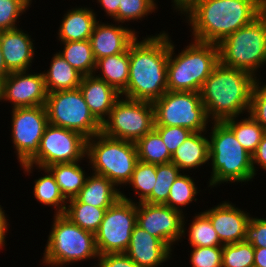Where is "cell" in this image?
<instances>
[{
    "label": "cell",
    "instance_id": "816d5d0a",
    "mask_svg": "<svg viewBox=\"0 0 266 267\" xmlns=\"http://www.w3.org/2000/svg\"><path fill=\"white\" fill-rule=\"evenodd\" d=\"M3 79L0 78V102H2Z\"/></svg>",
    "mask_w": 266,
    "mask_h": 267
},
{
    "label": "cell",
    "instance_id": "e0dca14e",
    "mask_svg": "<svg viewBox=\"0 0 266 267\" xmlns=\"http://www.w3.org/2000/svg\"><path fill=\"white\" fill-rule=\"evenodd\" d=\"M203 213L210 219L223 245L244 241L251 218L247 211L239 209L232 202L223 201Z\"/></svg>",
    "mask_w": 266,
    "mask_h": 267
},
{
    "label": "cell",
    "instance_id": "7402d4cb",
    "mask_svg": "<svg viewBox=\"0 0 266 267\" xmlns=\"http://www.w3.org/2000/svg\"><path fill=\"white\" fill-rule=\"evenodd\" d=\"M96 15L90 7L77 6L69 9L60 21L58 40L60 42L89 40L98 22Z\"/></svg>",
    "mask_w": 266,
    "mask_h": 267
},
{
    "label": "cell",
    "instance_id": "7a4b0ae2",
    "mask_svg": "<svg viewBox=\"0 0 266 267\" xmlns=\"http://www.w3.org/2000/svg\"><path fill=\"white\" fill-rule=\"evenodd\" d=\"M265 9L266 0H198L183 16L193 40L217 45Z\"/></svg>",
    "mask_w": 266,
    "mask_h": 267
},
{
    "label": "cell",
    "instance_id": "7bdbcfd3",
    "mask_svg": "<svg viewBox=\"0 0 266 267\" xmlns=\"http://www.w3.org/2000/svg\"><path fill=\"white\" fill-rule=\"evenodd\" d=\"M245 242L254 248H266V218L252 217L246 227Z\"/></svg>",
    "mask_w": 266,
    "mask_h": 267
},
{
    "label": "cell",
    "instance_id": "f35d334b",
    "mask_svg": "<svg viewBox=\"0 0 266 267\" xmlns=\"http://www.w3.org/2000/svg\"><path fill=\"white\" fill-rule=\"evenodd\" d=\"M30 5L25 0H0V31L16 29L19 17Z\"/></svg>",
    "mask_w": 266,
    "mask_h": 267
},
{
    "label": "cell",
    "instance_id": "5bb4252c",
    "mask_svg": "<svg viewBox=\"0 0 266 267\" xmlns=\"http://www.w3.org/2000/svg\"><path fill=\"white\" fill-rule=\"evenodd\" d=\"M11 138L19 164L27 163L38 151L48 123L45 105L12 109Z\"/></svg>",
    "mask_w": 266,
    "mask_h": 267
},
{
    "label": "cell",
    "instance_id": "f1b7e54d",
    "mask_svg": "<svg viewBox=\"0 0 266 267\" xmlns=\"http://www.w3.org/2000/svg\"><path fill=\"white\" fill-rule=\"evenodd\" d=\"M246 117L238 120L237 116L226 119L223 122L233 131L241 146L252 155L256 151L266 131L249 114Z\"/></svg>",
    "mask_w": 266,
    "mask_h": 267
},
{
    "label": "cell",
    "instance_id": "83f0119b",
    "mask_svg": "<svg viewBox=\"0 0 266 267\" xmlns=\"http://www.w3.org/2000/svg\"><path fill=\"white\" fill-rule=\"evenodd\" d=\"M107 208H98L90 204L81 203L77 198L67 201L63 213L71 222L84 230L96 233L104 218Z\"/></svg>",
    "mask_w": 266,
    "mask_h": 267
},
{
    "label": "cell",
    "instance_id": "ba28073f",
    "mask_svg": "<svg viewBox=\"0 0 266 267\" xmlns=\"http://www.w3.org/2000/svg\"><path fill=\"white\" fill-rule=\"evenodd\" d=\"M217 46L222 65L248 71L257 77L256 72L266 64V9Z\"/></svg>",
    "mask_w": 266,
    "mask_h": 267
},
{
    "label": "cell",
    "instance_id": "ab89813d",
    "mask_svg": "<svg viewBox=\"0 0 266 267\" xmlns=\"http://www.w3.org/2000/svg\"><path fill=\"white\" fill-rule=\"evenodd\" d=\"M191 248L192 267H222V246Z\"/></svg>",
    "mask_w": 266,
    "mask_h": 267
},
{
    "label": "cell",
    "instance_id": "f907efd6",
    "mask_svg": "<svg viewBox=\"0 0 266 267\" xmlns=\"http://www.w3.org/2000/svg\"><path fill=\"white\" fill-rule=\"evenodd\" d=\"M11 72L6 68L1 46H0V78L5 79Z\"/></svg>",
    "mask_w": 266,
    "mask_h": 267
},
{
    "label": "cell",
    "instance_id": "1f68e13d",
    "mask_svg": "<svg viewBox=\"0 0 266 267\" xmlns=\"http://www.w3.org/2000/svg\"><path fill=\"white\" fill-rule=\"evenodd\" d=\"M138 160L151 164L170 163L169 153L159 133L153 129L135 142Z\"/></svg>",
    "mask_w": 266,
    "mask_h": 267
},
{
    "label": "cell",
    "instance_id": "ee69618b",
    "mask_svg": "<svg viewBox=\"0 0 266 267\" xmlns=\"http://www.w3.org/2000/svg\"><path fill=\"white\" fill-rule=\"evenodd\" d=\"M93 267H141L125 253H106L99 255Z\"/></svg>",
    "mask_w": 266,
    "mask_h": 267
},
{
    "label": "cell",
    "instance_id": "4dcf8cb0",
    "mask_svg": "<svg viewBox=\"0 0 266 267\" xmlns=\"http://www.w3.org/2000/svg\"><path fill=\"white\" fill-rule=\"evenodd\" d=\"M36 169L44 171L45 175L41 176L38 179L34 180L33 195L34 198L44 206L55 207V215L63 214L67 205L66 199L60 192V189L55 181L54 176L47 168H39L36 166Z\"/></svg>",
    "mask_w": 266,
    "mask_h": 267
},
{
    "label": "cell",
    "instance_id": "484cf974",
    "mask_svg": "<svg viewBox=\"0 0 266 267\" xmlns=\"http://www.w3.org/2000/svg\"><path fill=\"white\" fill-rule=\"evenodd\" d=\"M100 70V71H99ZM99 74L97 75L96 73ZM94 76L122 93L129 80V48L123 53L102 57L96 60Z\"/></svg>",
    "mask_w": 266,
    "mask_h": 267
},
{
    "label": "cell",
    "instance_id": "d590c367",
    "mask_svg": "<svg viewBox=\"0 0 266 267\" xmlns=\"http://www.w3.org/2000/svg\"><path fill=\"white\" fill-rule=\"evenodd\" d=\"M156 168L157 164L145 163L140 160L137 161L132 177L126 184L132 185L133 191L138 194L139 203L143 202L151 193L156 185Z\"/></svg>",
    "mask_w": 266,
    "mask_h": 267
},
{
    "label": "cell",
    "instance_id": "b9f144b4",
    "mask_svg": "<svg viewBox=\"0 0 266 267\" xmlns=\"http://www.w3.org/2000/svg\"><path fill=\"white\" fill-rule=\"evenodd\" d=\"M154 129L161 136L171 155H173L176 149L193 133L185 127L154 126Z\"/></svg>",
    "mask_w": 266,
    "mask_h": 267
},
{
    "label": "cell",
    "instance_id": "277c9868",
    "mask_svg": "<svg viewBox=\"0 0 266 267\" xmlns=\"http://www.w3.org/2000/svg\"><path fill=\"white\" fill-rule=\"evenodd\" d=\"M209 132V161L212 172L208 187L226 183L253 181L255 177L250 155L237 141L224 122H211Z\"/></svg>",
    "mask_w": 266,
    "mask_h": 267
},
{
    "label": "cell",
    "instance_id": "5b68a950",
    "mask_svg": "<svg viewBox=\"0 0 266 267\" xmlns=\"http://www.w3.org/2000/svg\"><path fill=\"white\" fill-rule=\"evenodd\" d=\"M191 41L176 55L175 44L169 37L168 91L200 92L204 81L219 63V50L216 44Z\"/></svg>",
    "mask_w": 266,
    "mask_h": 267
},
{
    "label": "cell",
    "instance_id": "bcb514c9",
    "mask_svg": "<svg viewBox=\"0 0 266 267\" xmlns=\"http://www.w3.org/2000/svg\"><path fill=\"white\" fill-rule=\"evenodd\" d=\"M121 0H97L101 9L106 12V16L113 18L114 22L118 23V9Z\"/></svg>",
    "mask_w": 266,
    "mask_h": 267
},
{
    "label": "cell",
    "instance_id": "4fadbf2b",
    "mask_svg": "<svg viewBox=\"0 0 266 267\" xmlns=\"http://www.w3.org/2000/svg\"><path fill=\"white\" fill-rule=\"evenodd\" d=\"M112 206L107 208L98 231L95 244L99 255L125 253L132 231L137 222V202L122 193Z\"/></svg>",
    "mask_w": 266,
    "mask_h": 267
},
{
    "label": "cell",
    "instance_id": "d4e9b609",
    "mask_svg": "<svg viewBox=\"0 0 266 267\" xmlns=\"http://www.w3.org/2000/svg\"><path fill=\"white\" fill-rule=\"evenodd\" d=\"M49 67L47 71L42 72L48 93L74 90L81 84L83 75L74 69L60 53L53 54Z\"/></svg>",
    "mask_w": 266,
    "mask_h": 267
},
{
    "label": "cell",
    "instance_id": "f5cc1de1",
    "mask_svg": "<svg viewBox=\"0 0 266 267\" xmlns=\"http://www.w3.org/2000/svg\"><path fill=\"white\" fill-rule=\"evenodd\" d=\"M29 5L32 4V0H25Z\"/></svg>",
    "mask_w": 266,
    "mask_h": 267
},
{
    "label": "cell",
    "instance_id": "6da1fadb",
    "mask_svg": "<svg viewBox=\"0 0 266 267\" xmlns=\"http://www.w3.org/2000/svg\"><path fill=\"white\" fill-rule=\"evenodd\" d=\"M169 34L138 37L129 46V80L121 96L154 103L167 90Z\"/></svg>",
    "mask_w": 266,
    "mask_h": 267
},
{
    "label": "cell",
    "instance_id": "e575fe53",
    "mask_svg": "<svg viewBox=\"0 0 266 267\" xmlns=\"http://www.w3.org/2000/svg\"><path fill=\"white\" fill-rule=\"evenodd\" d=\"M197 187L198 186H196L194 178L187 175V173H181V175L172 184L168 200L164 205L185 214L181 207H186L193 201L197 202L198 199L195 198V196L199 193V191H201L198 190Z\"/></svg>",
    "mask_w": 266,
    "mask_h": 267
},
{
    "label": "cell",
    "instance_id": "7c38bea8",
    "mask_svg": "<svg viewBox=\"0 0 266 267\" xmlns=\"http://www.w3.org/2000/svg\"><path fill=\"white\" fill-rule=\"evenodd\" d=\"M48 123L91 138L101 132V123L90 112L79 88L48 93L45 104Z\"/></svg>",
    "mask_w": 266,
    "mask_h": 267
},
{
    "label": "cell",
    "instance_id": "603a6c76",
    "mask_svg": "<svg viewBox=\"0 0 266 267\" xmlns=\"http://www.w3.org/2000/svg\"><path fill=\"white\" fill-rule=\"evenodd\" d=\"M205 132V133H204ZM207 131L193 132L176 149L172 155L171 162L174 163L182 173L196 169L206 163L209 164V138L204 136Z\"/></svg>",
    "mask_w": 266,
    "mask_h": 267
},
{
    "label": "cell",
    "instance_id": "3957f363",
    "mask_svg": "<svg viewBox=\"0 0 266 267\" xmlns=\"http://www.w3.org/2000/svg\"><path fill=\"white\" fill-rule=\"evenodd\" d=\"M258 80L259 77L248 71L227 67L219 62L199 92L208 119L211 122H223L241 117L243 113L249 114L252 91Z\"/></svg>",
    "mask_w": 266,
    "mask_h": 267
},
{
    "label": "cell",
    "instance_id": "8fae6325",
    "mask_svg": "<svg viewBox=\"0 0 266 267\" xmlns=\"http://www.w3.org/2000/svg\"><path fill=\"white\" fill-rule=\"evenodd\" d=\"M155 126L153 103L121 96L101 123V133L106 136L136 142Z\"/></svg>",
    "mask_w": 266,
    "mask_h": 267
},
{
    "label": "cell",
    "instance_id": "ac0fdd59",
    "mask_svg": "<svg viewBox=\"0 0 266 267\" xmlns=\"http://www.w3.org/2000/svg\"><path fill=\"white\" fill-rule=\"evenodd\" d=\"M98 22L90 36L91 48L95 60L108 57L128 50L130 44L138 37L135 29L122 24Z\"/></svg>",
    "mask_w": 266,
    "mask_h": 267
},
{
    "label": "cell",
    "instance_id": "52a82bcc",
    "mask_svg": "<svg viewBox=\"0 0 266 267\" xmlns=\"http://www.w3.org/2000/svg\"><path fill=\"white\" fill-rule=\"evenodd\" d=\"M86 159L93 173L105 176L118 188L130 181L138 155L135 142L100 132L87 139Z\"/></svg>",
    "mask_w": 266,
    "mask_h": 267
},
{
    "label": "cell",
    "instance_id": "836d02e7",
    "mask_svg": "<svg viewBox=\"0 0 266 267\" xmlns=\"http://www.w3.org/2000/svg\"><path fill=\"white\" fill-rule=\"evenodd\" d=\"M188 227V241L191 247L223 246L210 219L203 213L195 214Z\"/></svg>",
    "mask_w": 266,
    "mask_h": 267
},
{
    "label": "cell",
    "instance_id": "60d3db41",
    "mask_svg": "<svg viewBox=\"0 0 266 267\" xmlns=\"http://www.w3.org/2000/svg\"><path fill=\"white\" fill-rule=\"evenodd\" d=\"M260 81L256 82L252 91L249 115L266 131V83Z\"/></svg>",
    "mask_w": 266,
    "mask_h": 267
},
{
    "label": "cell",
    "instance_id": "30bf717a",
    "mask_svg": "<svg viewBox=\"0 0 266 267\" xmlns=\"http://www.w3.org/2000/svg\"><path fill=\"white\" fill-rule=\"evenodd\" d=\"M153 105L155 126L185 127L192 132L208 131L211 120L199 92L167 90Z\"/></svg>",
    "mask_w": 266,
    "mask_h": 267
},
{
    "label": "cell",
    "instance_id": "8992f818",
    "mask_svg": "<svg viewBox=\"0 0 266 267\" xmlns=\"http://www.w3.org/2000/svg\"><path fill=\"white\" fill-rule=\"evenodd\" d=\"M52 222L42 257L44 266L65 267L99 257L94 233L82 229L63 214H54Z\"/></svg>",
    "mask_w": 266,
    "mask_h": 267
},
{
    "label": "cell",
    "instance_id": "7dc6e473",
    "mask_svg": "<svg viewBox=\"0 0 266 267\" xmlns=\"http://www.w3.org/2000/svg\"><path fill=\"white\" fill-rule=\"evenodd\" d=\"M6 215L7 214H5V210L0 205V249L6 244V233L9 228V222L7 219L8 217Z\"/></svg>",
    "mask_w": 266,
    "mask_h": 267
},
{
    "label": "cell",
    "instance_id": "681fc988",
    "mask_svg": "<svg viewBox=\"0 0 266 267\" xmlns=\"http://www.w3.org/2000/svg\"><path fill=\"white\" fill-rule=\"evenodd\" d=\"M196 1L198 0H172V7L177 11L180 12V16L183 15V13L188 10Z\"/></svg>",
    "mask_w": 266,
    "mask_h": 267
},
{
    "label": "cell",
    "instance_id": "d6986e66",
    "mask_svg": "<svg viewBox=\"0 0 266 267\" xmlns=\"http://www.w3.org/2000/svg\"><path fill=\"white\" fill-rule=\"evenodd\" d=\"M171 252L173 251L162 240L136 224L125 254L138 266L159 267L172 257Z\"/></svg>",
    "mask_w": 266,
    "mask_h": 267
},
{
    "label": "cell",
    "instance_id": "2e32d148",
    "mask_svg": "<svg viewBox=\"0 0 266 267\" xmlns=\"http://www.w3.org/2000/svg\"><path fill=\"white\" fill-rule=\"evenodd\" d=\"M29 72H11L3 80L2 101L10 102L13 105L12 109L46 104L48 92L43 73Z\"/></svg>",
    "mask_w": 266,
    "mask_h": 267
},
{
    "label": "cell",
    "instance_id": "44dd1931",
    "mask_svg": "<svg viewBox=\"0 0 266 267\" xmlns=\"http://www.w3.org/2000/svg\"><path fill=\"white\" fill-rule=\"evenodd\" d=\"M93 116L102 123L121 97L115 88L94 75L83 76L78 87Z\"/></svg>",
    "mask_w": 266,
    "mask_h": 267
},
{
    "label": "cell",
    "instance_id": "9c48e42d",
    "mask_svg": "<svg viewBox=\"0 0 266 267\" xmlns=\"http://www.w3.org/2000/svg\"><path fill=\"white\" fill-rule=\"evenodd\" d=\"M86 142L87 138L77 131L48 124L37 153L27 163L20 166L29 176L36 166L47 168L58 163L85 160Z\"/></svg>",
    "mask_w": 266,
    "mask_h": 267
},
{
    "label": "cell",
    "instance_id": "cb8c5ba5",
    "mask_svg": "<svg viewBox=\"0 0 266 267\" xmlns=\"http://www.w3.org/2000/svg\"><path fill=\"white\" fill-rule=\"evenodd\" d=\"M76 198L81 203L98 208H109L121 198V191L105 176L92 172L90 176H87Z\"/></svg>",
    "mask_w": 266,
    "mask_h": 267
},
{
    "label": "cell",
    "instance_id": "74e56055",
    "mask_svg": "<svg viewBox=\"0 0 266 267\" xmlns=\"http://www.w3.org/2000/svg\"><path fill=\"white\" fill-rule=\"evenodd\" d=\"M156 0H121L118 23L141 20L157 10Z\"/></svg>",
    "mask_w": 266,
    "mask_h": 267
},
{
    "label": "cell",
    "instance_id": "f546056e",
    "mask_svg": "<svg viewBox=\"0 0 266 267\" xmlns=\"http://www.w3.org/2000/svg\"><path fill=\"white\" fill-rule=\"evenodd\" d=\"M63 50L60 55L83 76L93 75L96 60L90 40L61 42Z\"/></svg>",
    "mask_w": 266,
    "mask_h": 267
},
{
    "label": "cell",
    "instance_id": "ffe728a7",
    "mask_svg": "<svg viewBox=\"0 0 266 267\" xmlns=\"http://www.w3.org/2000/svg\"><path fill=\"white\" fill-rule=\"evenodd\" d=\"M31 35L21 28L0 31V46L6 68L10 72L30 70L35 56Z\"/></svg>",
    "mask_w": 266,
    "mask_h": 267
},
{
    "label": "cell",
    "instance_id": "9a60e30c",
    "mask_svg": "<svg viewBox=\"0 0 266 267\" xmlns=\"http://www.w3.org/2000/svg\"><path fill=\"white\" fill-rule=\"evenodd\" d=\"M184 218L183 213L169 206L137 202L136 224L162 240L171 250L187 234Z\"/></svg>",
    "mask_w": 266,
    "mask_h": 267
},
{
    "label": "cell",
    "instance_id": "c3c4849f",
    "mask_svg": "<svg viewBox=\"0 0 266 267\" xmlns=\"http://www.w3.org/2000/svg\"><path fill=\"white\" fill-rule=\"evenodd\" d=\"M266 267V248H254V266Z\"/></svg>",
    "mask_w": 266,
    "mask_h": 267
},
{
    "label": "cell",
    "instance_id": "8d00e7d4",
    "mask_svg": "<svg viewBox=\"0 0 266 267\" xmlns=\"http://www.w3.org/2000/svg\"><path fill=\"white\" fill-rule=\"evenodd\" d=\"M254 247L245 241L222 246V267H253Z\"/></svg>",
    "mask_w": 266,
    "mask_h": 267
},
{
    "label": "cell",
    "instance_id": "f6af8a7d",
    "mask_svg": "<svg viewBox=\"0 0 266 267\" xmlns=\"http://www.w3.org/2000/svg\"><path fill=\"white\" fill-rule=\"evenodd\" d=\"M256 165L266 171V133L257 146L256 151L252 154V167L255 176L257 175L256 171H258Z\"/></svg>",
    "mask_w": 266,
    "mask_h": 267
},
{
    "label": "cell",
    "instance_id": "4316f807",
    "mask_svg": "<svg viewBox=\"0 0 266 267\" xmlns=\"http://www.w3.org/2000/svg\"><path fill=\"white\" fill-rule=\"evenodd\" d=\"M82 161L58 163L48 166L47 169L54 176L61 194L66 201L76 198L85 184L87 174L79 164Z\"/></svg>",
    "mask_w": 266,
    "mask_h": 267
},
{
    "label": "cell",
    "instance_id": "d6a6232c",
    "mask_svg": "<svg viewBox=\"0 0 266 267\" xmlns=\"http://www.w3.org/2000/svg\"><path fill=\"white\" fill-rule=\"evenodd\" d=\"M181 172L182 171L172 162L157 164L156 185L152 193L143 202L164 205L168 200L172 184L181 175Z\"/></svg>",
    "mask_w": 266,
    "mask_h": 267
}]
</instances>
